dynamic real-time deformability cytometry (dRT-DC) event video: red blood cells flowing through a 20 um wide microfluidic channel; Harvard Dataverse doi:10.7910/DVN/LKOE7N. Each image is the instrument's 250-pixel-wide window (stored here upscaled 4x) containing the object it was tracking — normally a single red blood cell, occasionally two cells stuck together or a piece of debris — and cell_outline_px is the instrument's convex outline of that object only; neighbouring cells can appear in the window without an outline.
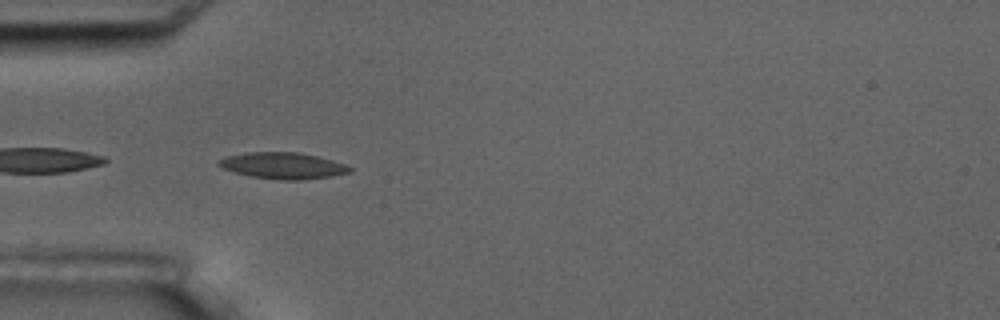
{"species": "common noctule bat (a hibernating species)", "species_latin": "Nyctalus noctula", "temperature_condition": "room temperature", "stored_images_in_passage": 4, "camera_frame_rate_fps": 3000, "um_per_image_px": 0.085, "animal": {"sex": "male", "body_mass_g": 17.5, "forearm_length_mm": 52.3}, "frame": {"image": 1, "passage_image": 4, "time_ms": 4.333, "image_size_px": [1000, 320], "cell_outline_px": [[352, 172], [332, 176], [300, 180], [280, 180], [252, 176], [220, 168], [216, 164], [216, 160], [228, 156], [244, 152], [300, 152], [332, 160], [344, 164], [352, 168]], "centroid_in_image_um": [24.02, 14.07], "position_along_channel_um": 61.0, "area_um2": 20.17}}